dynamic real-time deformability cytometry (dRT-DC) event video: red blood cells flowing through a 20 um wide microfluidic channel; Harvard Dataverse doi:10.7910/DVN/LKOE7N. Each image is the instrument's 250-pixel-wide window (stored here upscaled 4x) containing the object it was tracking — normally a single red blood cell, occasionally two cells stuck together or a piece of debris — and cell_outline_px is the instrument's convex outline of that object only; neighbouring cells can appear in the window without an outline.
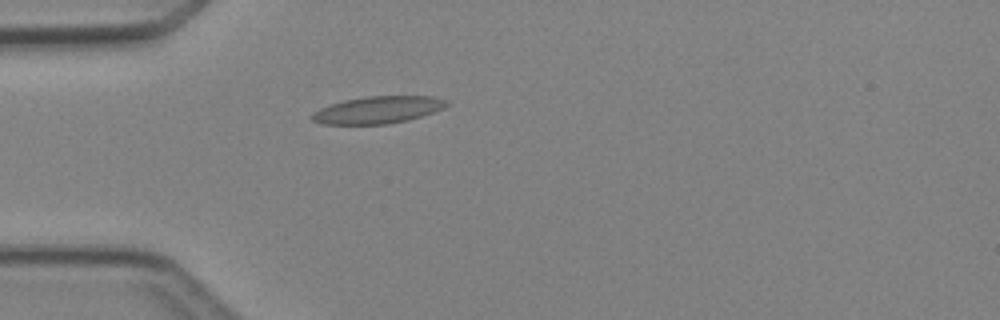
{"species": "Egyptian fruit bat (a non-hibernating species)", "species_latin": "Rousettus aegyptiacus", "temperature_condition": "cold", "stored_images_in_passage": 3, "camera_frame_rate_fps": 3000, "um_per_image_px": 0.085, "animal": {"sex": "female"}, "frame": {"image": 1, "passage_image": 3, "time_ms": 3.333, "image_size_px": [1000, 320], "cell_outline_px": [[448, 104], [444, 108], [408, 120], [388, 124], [320, 124], [312, 120], [308, 116], [312, 112], [320, 108], [344, 100], [368, 96], [436, 96], [448, 100]], "centroid_in_image_um": [32.1, 9.34], "position_along_channel_um": 52.9, "area_um2": 21.39}}